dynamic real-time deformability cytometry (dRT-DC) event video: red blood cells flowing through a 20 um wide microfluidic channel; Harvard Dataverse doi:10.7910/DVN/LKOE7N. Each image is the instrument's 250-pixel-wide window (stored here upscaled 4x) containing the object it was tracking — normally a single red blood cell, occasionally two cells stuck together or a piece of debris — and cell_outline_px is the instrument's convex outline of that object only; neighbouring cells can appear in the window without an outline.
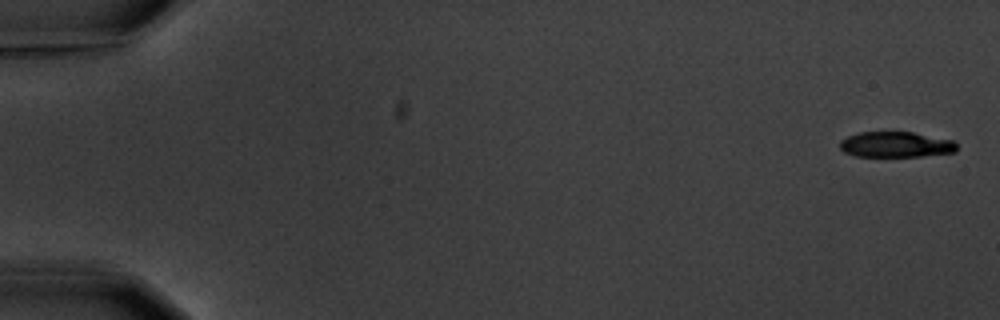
{"species": "common noctule bat (a hibernating species)", "species_latin": "Nyctalus noctula", "temperature_condition": "warm", "stored_images_in_passage": 5, "camera_frame_rate_fps": 3000, "um_per_image_px": 0.085, "animal": {"sex": "male", "body_mass_g": 20.1, "forearm_length_mm": 53.5}, "frame": {"image": 1, "passage_image": 1, "time_ms": 0.0, "image_size_px": [1000, 320], "cell_outline_px": [[956, 152], [920, 156], [856, 156], [844, 152], [840, 148], [840, 140], [848, 136], [860, 132], [912, 132], [956, 140]], "centroid_in_image_um": [76.17, 12.28], "position_along_channel_um": 8.8, "area_um2": 17.46}}